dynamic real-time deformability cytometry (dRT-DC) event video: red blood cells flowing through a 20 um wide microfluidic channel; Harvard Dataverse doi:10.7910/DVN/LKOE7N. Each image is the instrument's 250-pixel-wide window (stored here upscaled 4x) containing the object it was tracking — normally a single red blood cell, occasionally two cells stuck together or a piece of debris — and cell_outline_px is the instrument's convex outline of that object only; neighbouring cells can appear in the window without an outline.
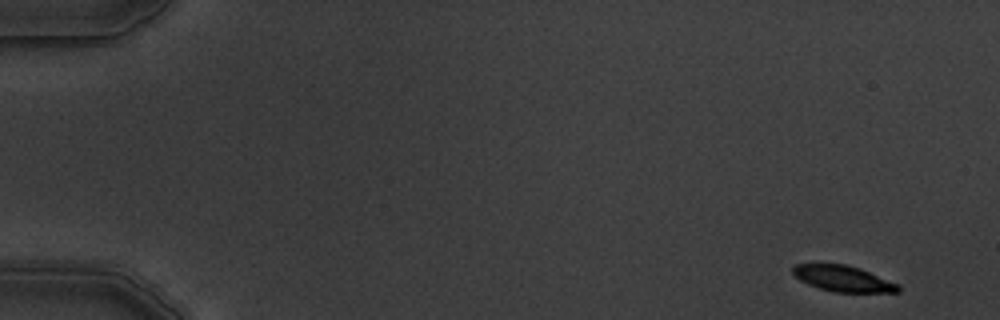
{"species": "common noctule bat (a hibernating species)", "species_latin": "Nyctalus noctula", "temperature_condition": "warm", "stored_images_in_passage": 5, "camera_frame_rate_fps": 3000, "um_per_image_px": 0.085, "animal": {"sex": "male", "body_mass_g": 19.5, "forearm_length_mm": 54.6}, "frame": {"image": 1, "passage_image": 1, "time_ms": 0.0, "image_size_px": [1000, 320], "cell_outline_px": [[900, 292], [836, 292], [820, 288], [808, 284], [800, 280], [792, 272], [792, 268], [796, 264], [844, 264], [860, 268], [900, 284]], "centroid_in_image_um": [71.7, 23.68], "position_along_channel_um": 13.3, "area_um2": 15.84}}